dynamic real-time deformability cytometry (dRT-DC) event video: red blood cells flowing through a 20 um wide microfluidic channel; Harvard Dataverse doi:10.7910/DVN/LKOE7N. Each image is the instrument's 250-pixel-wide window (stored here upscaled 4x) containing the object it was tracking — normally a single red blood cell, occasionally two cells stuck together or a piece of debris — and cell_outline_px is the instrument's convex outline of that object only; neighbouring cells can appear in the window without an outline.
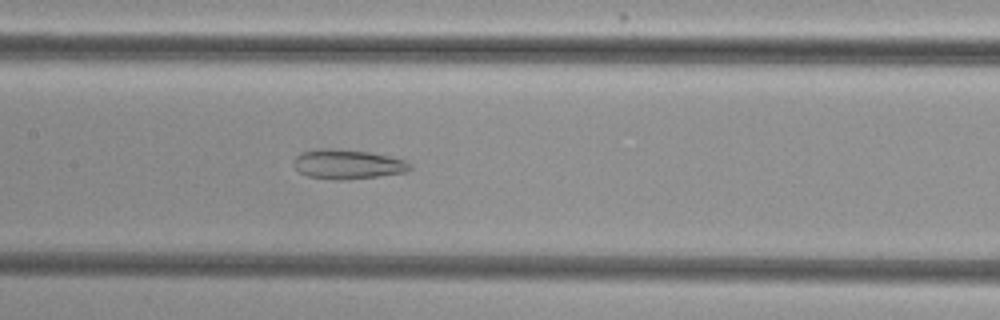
{"species": "common noctule bat (a hibernating species)", "species_latin": "Nyctalus noctula", "temperature_condition": "cold", "stored_images_in_passage": 44, "camera_frame_rate_fps": 3000, "um_per_image_px": 0.085, "animal": {"sex": "female", "body_mass_g": 29.2, "forearm_length_mm": 56.3}, "frame": {"image": 1, "passage_image": 17, "time_ms": 5.333, "image_size_px": [1000, 320], "cell_outline_px": [[412, 168], [408, 172], [344, 180], [336, 180], [308, 176], [300, 172], [292, 164], [296, 156], [304, 152], [316, 148], [340, 148], [368, 152], [388, 156], [404, 160], [412, 164]], "centroid_in_image_um": [29.55, 13.95], "position_along_channel_um": 177.9, "area_um2": 20.06}}
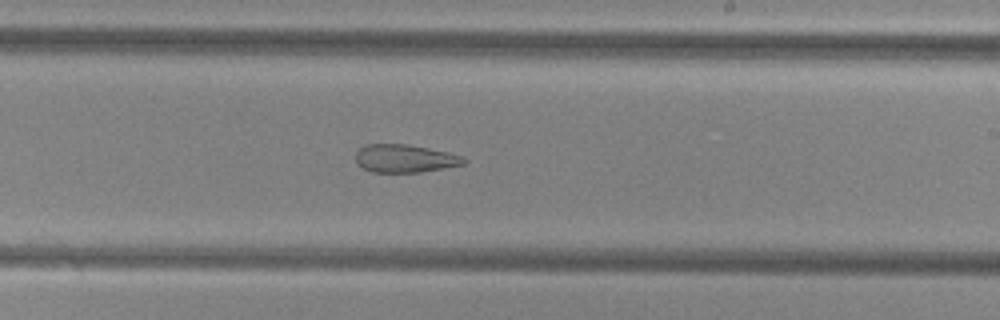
{"frame": {"image": 2, "passage_image": 23, "time_ms": 7.333, "image_size_px": [1000, 320], "cell_outline_px": [[468, 160], [464, 164], [444, 168], [420, 172], [372, 172], [356, 164], [356, 152], [364, 144], [408, 144], [448, 152], [464, 156]], "centroid_in_image_um": [34.42, 13.46], "position_along_channel_um": 254.6, "area_um2": 17.74}}
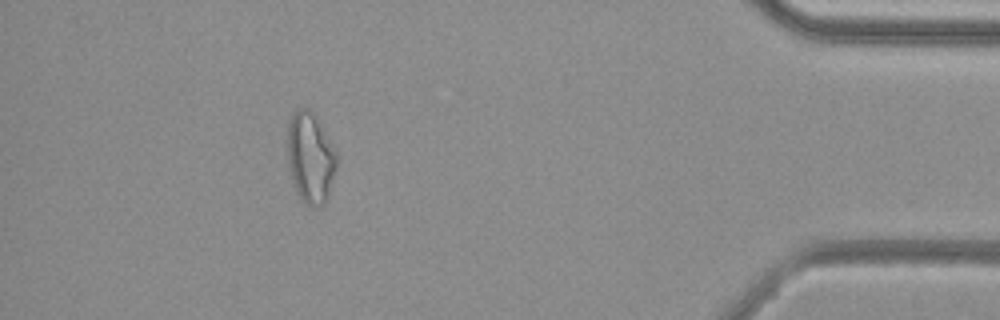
{"frame": {"image": 3, "passage_image": 39, "time_ms": 12.667, "image_size_px": [1000, 320], "cell_outline_px": [[336, 168], [328, 196], [324, 204], [320, 208], [312, 208], [296, 192], [292, 180], [288, 164], [288, 120], [296, 108], [308, 108], [316, 116], [336, 152]], "centroid_in_image_um": [26.37, 13.4], "position_along_channel_um": 408.8, "area_um2": 25.95}, "authors_computed_cell_mechanics": {"area_um2": 23.6402, "velocity_mm_per_s": 3.8497, "shape_relaxation_time_tau1_ms": null, "shape_relaxation_time_tau2_ms": 3.1227, "deformation_change_tau1": null, "deformation_change_tau2": 0.1204}}